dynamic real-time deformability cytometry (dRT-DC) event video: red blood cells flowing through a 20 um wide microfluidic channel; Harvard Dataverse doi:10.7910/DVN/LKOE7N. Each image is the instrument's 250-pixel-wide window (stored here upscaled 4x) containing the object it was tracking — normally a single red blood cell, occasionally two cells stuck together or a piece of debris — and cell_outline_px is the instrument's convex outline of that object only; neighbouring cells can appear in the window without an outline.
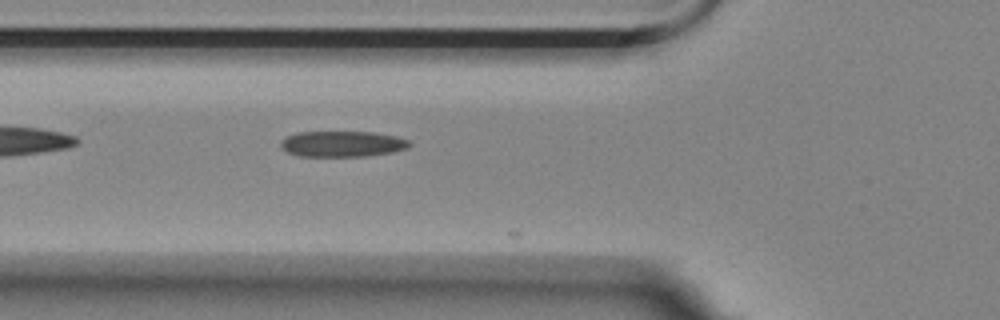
{"species": "Egyptian fruit bat (a non-hibernating species)", "species_latin": "Rousettus aegyptiacus", "temperature_condition": "room temperature", "stored_images_in_passage": 40, "camera_frame_rate_fps": 3000, "um_per_image_px": 0.085, "animal": {"sex": "female"}, "frame": {"image": 1, "passage_image": 4, "time_ms": 1.0, "image_size_px": [1000, 320], "cell_outline_px": [[412, 144], [408, 148], [392, 152], [368, 156], [300, 156], [288, 152], [280, 144], [280, 140], [296, 132], [372, 132], [396, 136], [408, 140]], "centroid_in_image_um": [29.12, 12.23], "position_along_channel_um": 96.7, "area_um2": 19.31}}
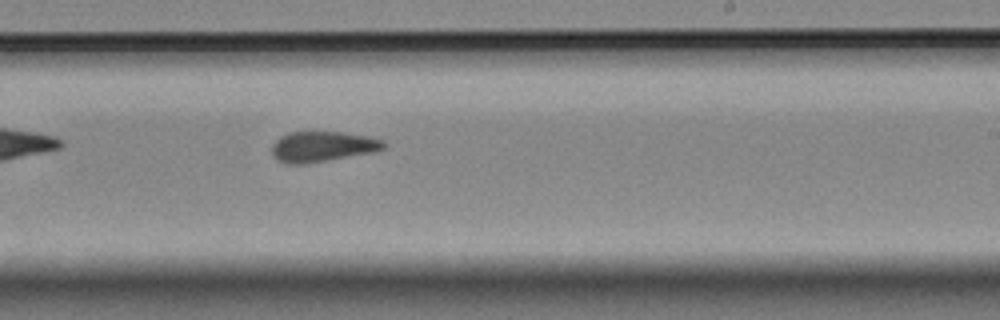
{"frame": {"image": 2, "passage_image": 18, "time_ms": 5.667, "image_size_px": [1000, 320], "cell_outline_px": [[388, 144], [384, 148], [372, 152], [328, 160], [304, 164], [288, 164], [276, 160], [272, 156], [272, 144], [280, 136], [292, 132], [340, 132], [368, 136], [384, 140]], "centroid_in_image_um": [27.39, 12.46], "position_along_channel_um": 261.6, "area_um2": 19.83}}
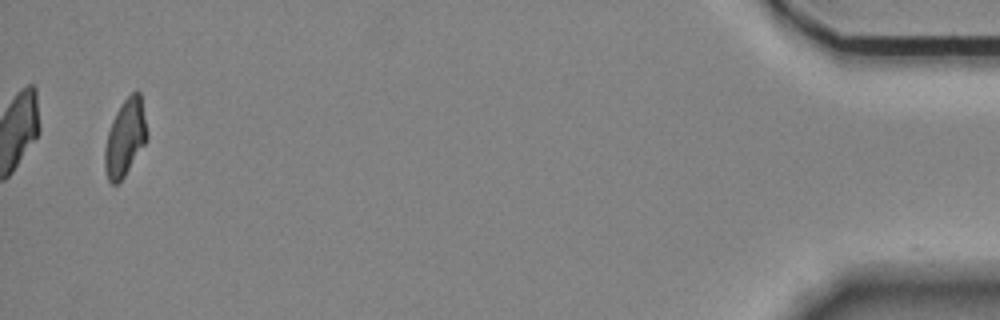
{"frame": {"image": 3, "passage_image": 39, "time_ms": 12.667, "image_size_px": [1000, 320], "cell_outline_px": [[148, 140], [124, 176], [116, 184], [112, 184], [108, 180], [104, 168], [104, 148], [108, 132], [112, 120], [116, 112], [124, 100], [136, 88], [140, 92], [148, 132]], "centroid_in_image_um": [10.65, 11.69], "position_along_channel_um": 424.6, "area_um2": 19.02}, "authors_computed_cell_mechanics": {"area_um2": 19.7676, "velocity_mm_per_s": 3.5272, "shape_relaxation_time_tau1_ms": 5.4621, "shape_relaxation_time_tau2_ms": 2.0104, "deformation_change_tau1": 0.1499, "deformation_change_tau2": 0.1076}}